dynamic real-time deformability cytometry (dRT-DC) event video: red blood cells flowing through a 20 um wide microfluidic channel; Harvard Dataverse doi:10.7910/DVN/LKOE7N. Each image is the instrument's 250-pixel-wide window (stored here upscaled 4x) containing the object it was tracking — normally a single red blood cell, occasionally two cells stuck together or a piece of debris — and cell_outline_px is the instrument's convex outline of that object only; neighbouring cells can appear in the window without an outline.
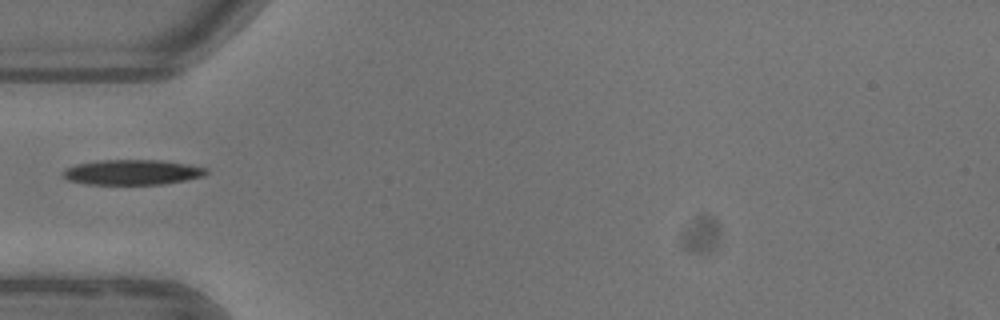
{"species": "common noctule bat (a hibernating species)", "species_latin": "Nyctalus noctula", "temperature_condition": "warm", "stored_images_in_passage": 36, "camera_frame_rate_fps": 3000, "um_per_image_px": 0.085, "animal": {"sex": "female"}, "frame": {"image": 1, "passage_image": 1, "time_ms": 0.0, "image_size_px": [1000, 320], "cell_outline_px": [[208, 172], [204, 176], [184, 180], [160, 184], [88, 184], [68, 180], [64, 176], [64, 168], [76, 164], [100, 160], [160, 160], [208, 168]], "centroid_in_image_um": [11.23, 14.63], "position_along_channel_um": 73.8, "area_um2": 20.75}}
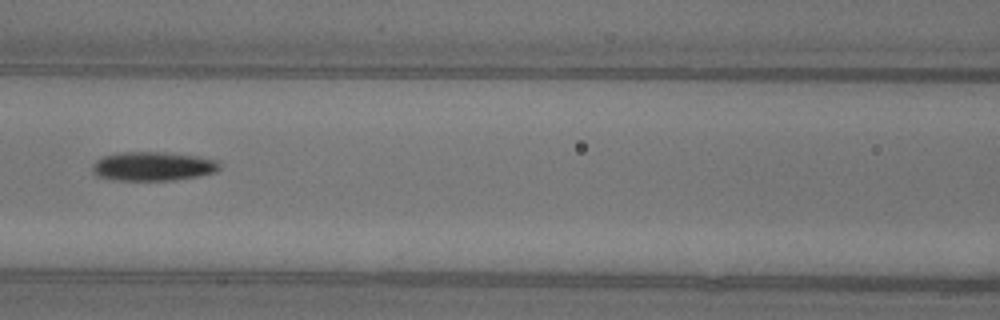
{"frame": {"image": 2, "passage_image": 7, "time_ms": 2.0, "image_size_px": [1000, 320], "cell_outline_px": [[220, 168], [216, 172], [200, 176], [172, 180], [112, 180], [96, 176], [92, 172], [92, 164], [96, 160], [104, 156], [120, 152], [164, 152], [196, 156], [220, 160]], "centroid_in_image_um": [13.0, 14.14], "position_along_channel_um": 153.6, "area_um2": 21.73}}
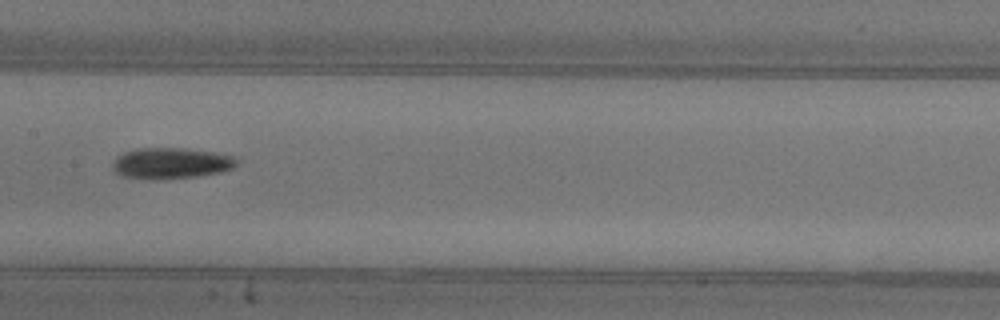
{"frame": {"image": 3, "passage_image": 10, "time_ms": 3.0, "image_size_px": [1000, 320], "cell_outline_px": [[236, 164], [232, 168], [220, 172], [196, 176], [164, 180], [124, 176], [116, 172], [112, 168], [112, 164], [116, 156], [124, 152], [136, 148], [184, 148], [216, 152], [236, 156]], "centroid_in_image_um": [14.54, 13.86], "position_along_channel_um": 192.9, "area_um2": 22.48}}